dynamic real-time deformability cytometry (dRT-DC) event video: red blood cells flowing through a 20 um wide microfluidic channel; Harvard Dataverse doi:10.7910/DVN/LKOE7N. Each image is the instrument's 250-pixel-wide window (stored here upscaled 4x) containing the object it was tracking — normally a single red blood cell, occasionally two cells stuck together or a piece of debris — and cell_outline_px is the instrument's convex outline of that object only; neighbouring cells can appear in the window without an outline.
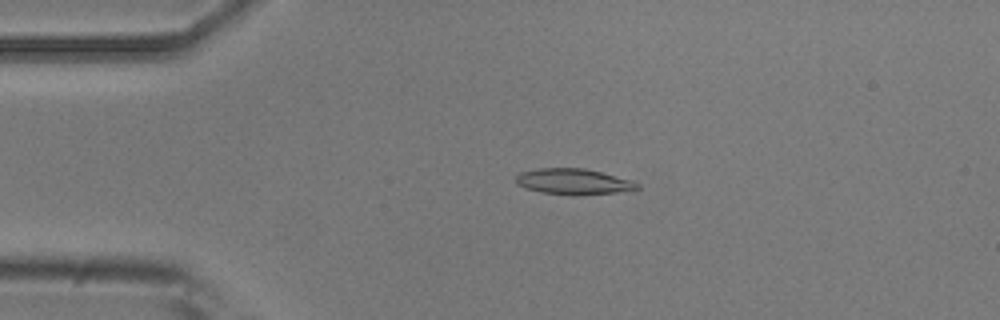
{"species": "common noctule bat (a hibernating species)", "species_latin": "Nyctalus noctula", "temperature_condition": "room temperature", "stored_images_in_passage": 51, "camera_frame_rate_fps": 3000, "um_per_image_px": 0.085, "animal": {"sex": "male", "body_mass_g": 20.5, "forearm_length_mm": 52.5}, "frame": {"image": 1, "passage_image": 10, "time_ms": 3.0, "image_size_px": [1000, 320], "cell_outline_px": [[640, 188], [616, 192], [572, 196], [540, 192], [524, 188], [516, 184], [516, 176], [520, 172], [536, 168], [584, 168], [632, 180], [640, 184]], "centroid_in_image_um": [48.7, 15.44], "position_along_channel_um": 36.3, "area_um2": 18.38}}
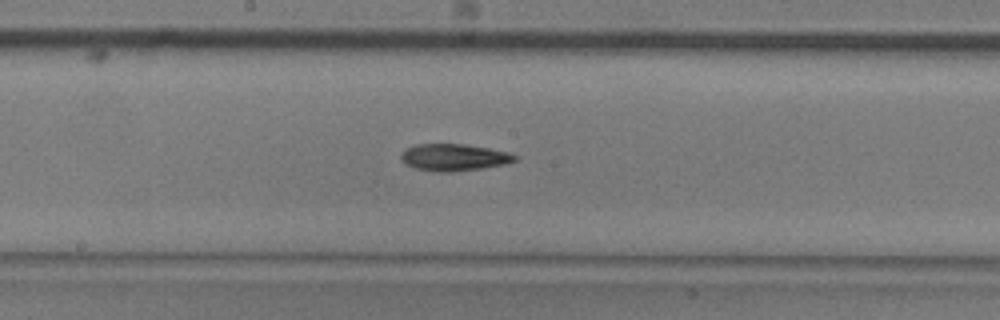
{"frame": {"image": 2, "passage_image": 26, "time_ms": 8.333, "image_size_px": [1000, 320], "cell_outline_px": [[516, 160], [508, 164], [452, 172], [440, 172], [416, 168], [404, 164], [400, 160], [400, 156], [404, 148], [416, 144], [464, 144], [488, 148], [508, 152], [516, 156]], "centroid_in_image_um": [38.54, 13.37], "position_along_channel_um": 209.7, "area_um2": 17.92}}
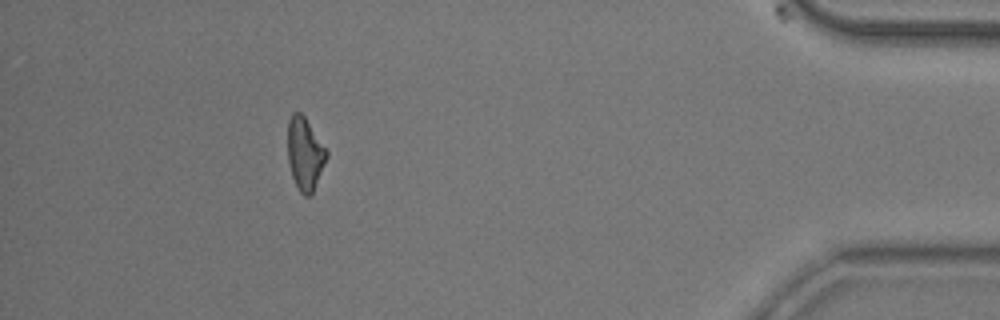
{"frame": {"image": 3, "passage_image": 46, "time_ms": 15.0, "image_size_px": [1000, 320], "cell_outline_px": [[328, 156], [312, 196], [304, 196], [300, 192], [292, 176], [288, 160], [288, 120], [292, 112], [300, 112], [304, 116], [328, 148]], "centroid_in_image_um": [25.95, 13.07], "position_along_channel_um": 409.3, "area_um2": 16.76}, "authors_computed_cell_mechanics": {"area_um2": 17.3978, "velocity_mm_per_s": 3.8439, "shape_relaxation_time_tau1_ms": null, "shape_relaxation_time_tau2_ms": 9.046, "deformation_change_tau1": null, "deformation_change_tau2": 0.2066}}